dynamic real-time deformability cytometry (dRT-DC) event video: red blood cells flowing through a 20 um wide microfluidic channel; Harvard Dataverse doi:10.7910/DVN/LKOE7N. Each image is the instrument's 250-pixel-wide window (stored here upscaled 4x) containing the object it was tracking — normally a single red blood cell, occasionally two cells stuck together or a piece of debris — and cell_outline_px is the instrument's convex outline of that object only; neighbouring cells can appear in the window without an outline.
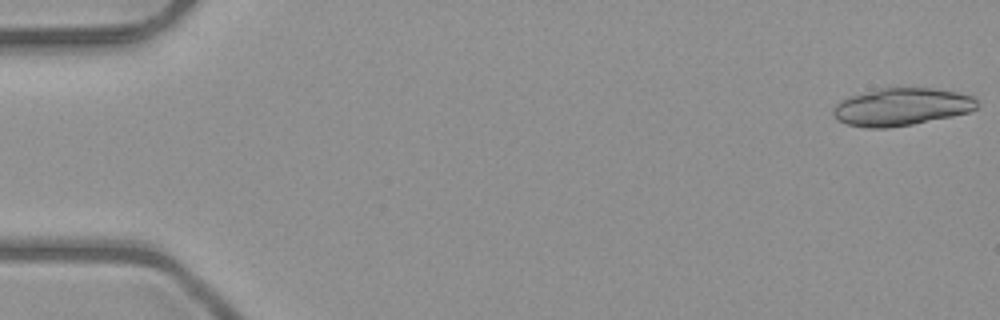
{"species": "common noctule bat (a hibernating species)", "species_latin": "Nyctalus noctula", "temperature_condition": "room temperature", "stored_images_in_passage": 18, "camera_frame_rate_fps": 3000, "um_per_image_px": 0.085, "animal": {"sex": "male", "body_mass_g": 23.1, "forearm_length_mm": 52.7}, "frame": {"image": 1, "passage_image": 1, "time_ms": 0.0, "image_size_px": [1000, 320], "cell_outline_px": [[976, 108], [968, 112], [952, 116], [912, 124], [888, 128], [868, 128], [848, 124], [836, 120], [832, 112], [832, 108], [840, 100], [852, 96], [880, 88], [936, 88], [956, 92], [972, 96], [976, 100]], "centroid_in_image_um": [76.59, 9.09], "position_along_channel_um": 8.4, "area_um2": 31.27}}